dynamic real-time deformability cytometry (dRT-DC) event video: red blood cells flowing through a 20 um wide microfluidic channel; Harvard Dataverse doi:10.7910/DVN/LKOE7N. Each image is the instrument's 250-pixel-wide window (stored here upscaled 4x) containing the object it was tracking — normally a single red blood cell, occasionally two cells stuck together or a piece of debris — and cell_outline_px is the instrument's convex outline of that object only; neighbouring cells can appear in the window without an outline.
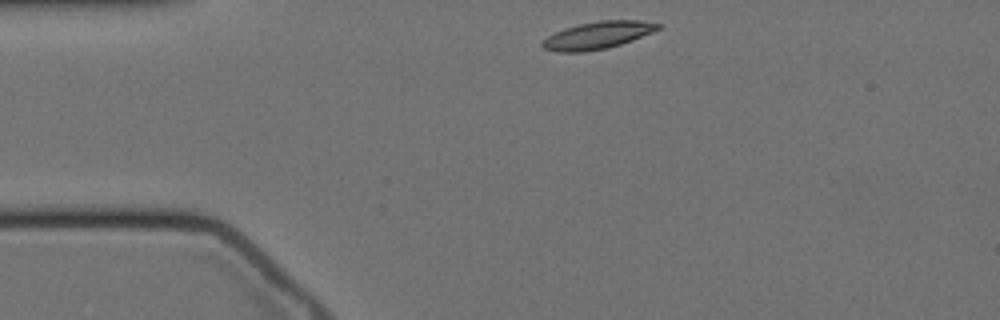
{"species": "Egyptian fruit bat (a non-hibernating species)", "species_latin": "Rousettus aegyptiacus", "temperature_condition": "cold", "stored_images_in_passage": 48, "camera_frame_rate_fps": 3000, "um_per_image_px": 0.085, "animal": {"sex": "female"}, "frame": {"image": 1, "passage_image": 1, "time_ms": 0.0, "image_size_px": [1000, 320], "cell_outline_px": [[660, 28], [652, 32], [632, 40], [608, 48], [584, 52], [560, 52], [544, 48], [540, 44], [548, 36], [564, 28], [580, 24], [600, 20], [640, 20], [660, 24]], "centroid_in_image_um": [50.8, 3.0], "position_along_channel_um": 34.2, "area_um2": 18.21}}
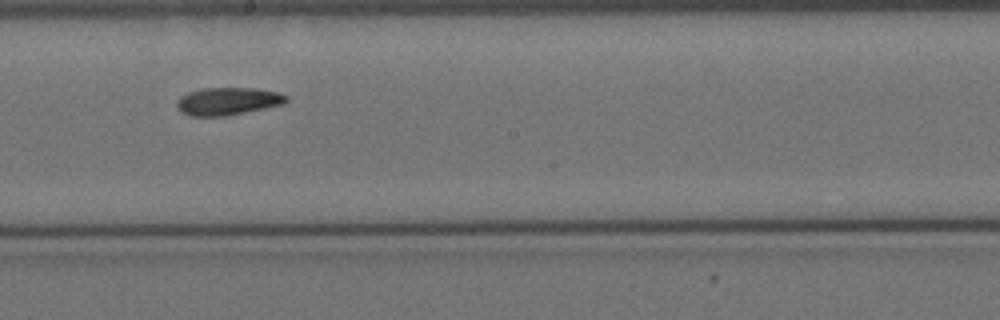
{"frame": {"image": 2, "passage_image": 21, "time_ms": 6.667, "image_size_px": [1000, 320], "cell_outline_px": [[288, 100], [284, 104], [224, 116], [192, 116], [180, 112], [176, 108], [176, 100], [180, 96], [188, 92], [204, 88], [252, 88], [280, 92], [288, 96]], "centroid_in_image_um": [19.34, 8.6], "position_along_channel_um": 228.9, "area_um2": 17.69}}
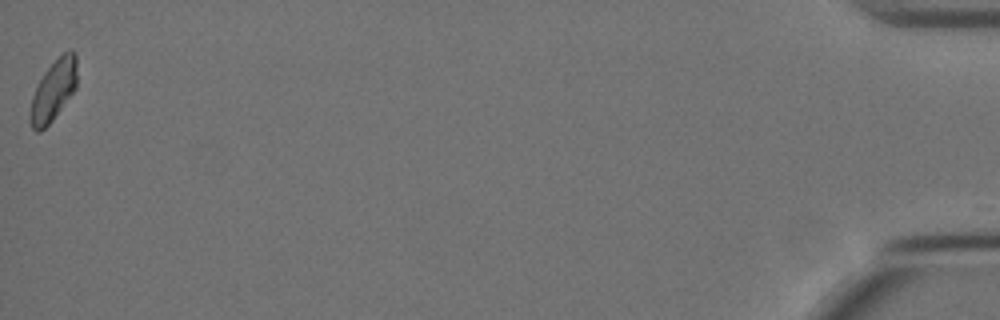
{"frame": {"image": 3, "passage_image": 48, "time_ms": 15.667, "image_size_px": [1000, 320], "cell_outline_px": [[76, 88], [52, 120], [40, 132], [36, 132], [32, 128], [28, 120], [28, 112], [32, 96], [44, 72], [64, 52], [72, 48], [76, 52]], "centroid_in_image_um": [4.51, 7.71], "position_along_channel_um": 430.7, "area_um2": 16.53}, "authors_computed_cell_mechanics": {"area_um2": 17.4267, "velocity_mm_per_s": 3.4053, "shape_relaxation_time_tau1_ms": 7.9788, "shape_relaxation_time_tau2_ms": null, "deformation_change_tau1": 0.1791, "deformation_change_tau2": null}}